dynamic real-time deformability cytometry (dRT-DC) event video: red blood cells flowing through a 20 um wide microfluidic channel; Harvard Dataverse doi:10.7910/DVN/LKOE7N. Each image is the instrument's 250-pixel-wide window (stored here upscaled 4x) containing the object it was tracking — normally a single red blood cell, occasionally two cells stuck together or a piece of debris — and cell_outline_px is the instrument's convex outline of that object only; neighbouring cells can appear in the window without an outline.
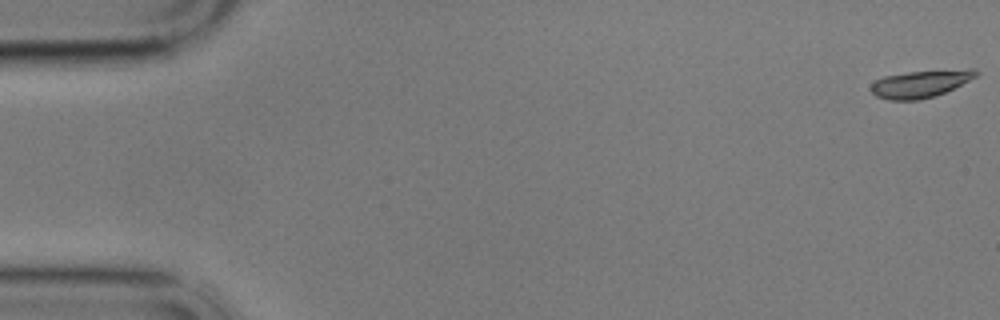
{"species": "common noctule bat (a hibernating species)", "species_latin": "Nyctalus noctula", "temperature_condition": "cold", "stored_images_in_passage": 10, "camera_frame_rate_fps": 3000, "um_per_image_px": 0.085, "animal": {"sex": "male", "body_mass_g": 17.9}, "frame": {"image": 1, "passage_image": 1, "time_ms": 0.0, "image_size_px": [1000, 320], "cell_outline_px": [[980, 72], [976, 76], [944, 92], [932, 96], [916, 100], [888, 100], [876, 96], [872, 92], [872, 84], [876, 80], [884, 76], [908, 72], [968, 68], [976, 68]], "centroid_in_image_um": [78.25, 7.1], "position_along_channel_um": 6.7, "area_um2": 16.47}}